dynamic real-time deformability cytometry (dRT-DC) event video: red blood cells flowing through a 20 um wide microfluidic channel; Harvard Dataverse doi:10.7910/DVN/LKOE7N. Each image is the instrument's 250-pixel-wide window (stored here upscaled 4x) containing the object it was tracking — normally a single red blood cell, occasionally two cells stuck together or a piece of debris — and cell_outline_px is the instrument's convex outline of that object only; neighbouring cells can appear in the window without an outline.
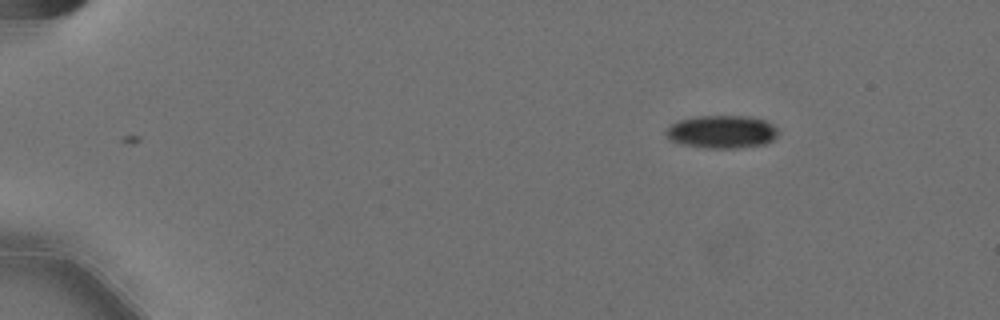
{"species": "Egyptian fruit bat (a non-hibernating species)", "species_latin": "Rousettus aegyptiacus", "temperature_condition": "cold", "stored_images_in_passage": 12, "camera_frame_rate_fps": 3000, "um_per_image_px": 0.085, "animal": {"sex": "female"}, "frame": {"image": 1, "passage_image": 1, "time_ms": 0.0, "image_size_px": [1000, 320], "cell_outline_px": [[780, 132], [772, 140], [764, 144], [740, 148], [704, 148], [680, 144], [668, 140], [664, 132], [672, 124], [680, 120], [696, 116], [748, 116], [764, 120], [772, 124]], "centroid_in_image_um": [61.33, 11.21], "position_along_channel_um": 23.7, "area_um2": 21.68}}
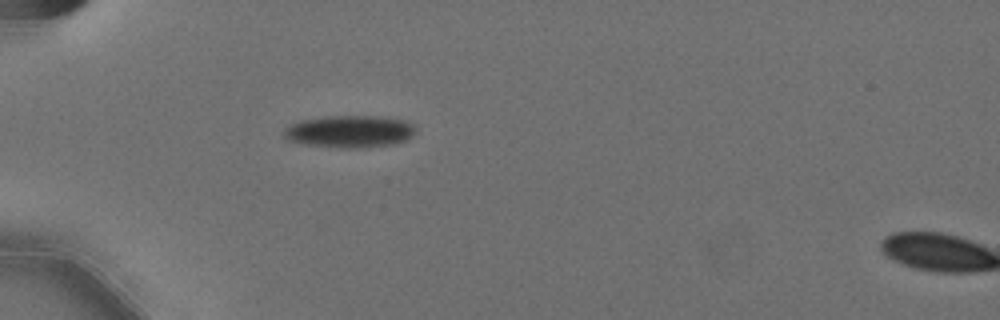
{"frame": {"image": 2, "passage_image": 11, "time_ms": 3.333, "image_size_px": [1000, 320], "cell_outline_px": [[416, 132], [412, 136], [404, 140], [392, 144], [352, 148], [344, 148], [308, 144], [288, 140], [284, 136], [284, 128], [300, 120], [328, 116], [376, 116], [404, 120], [416, 124]], "centroid_in_image_um": [29.75, 11.16], "position_along_channel_um": 55.2, "area_um2": 24.51}}